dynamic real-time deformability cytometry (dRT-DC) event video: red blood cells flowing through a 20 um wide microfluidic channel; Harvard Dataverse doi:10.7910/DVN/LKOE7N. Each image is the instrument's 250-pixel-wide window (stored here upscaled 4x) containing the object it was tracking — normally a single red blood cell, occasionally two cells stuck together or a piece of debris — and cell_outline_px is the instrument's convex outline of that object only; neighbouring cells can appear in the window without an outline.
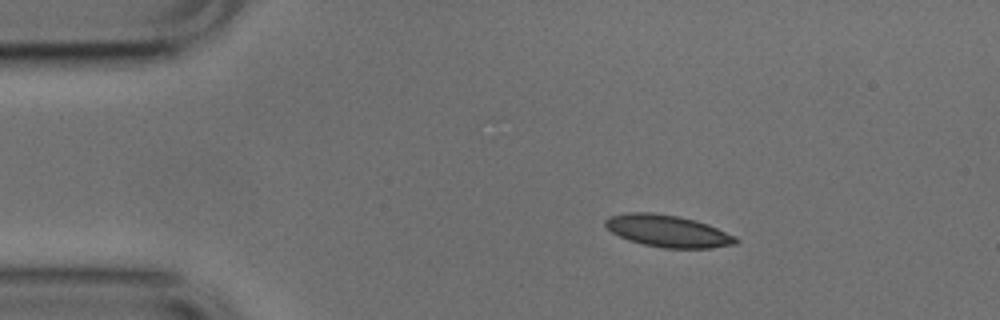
{"species": "common noctule bat (a hibernating species)", "species_latin": "Nyctalus noctula", "temperature_condition": "cold", "stored_images_in_passage": 44, "camera_frame_rate_fps": 3000, "um_per_image_px": 0.085, "animal": {"sex": "male", "body_mass_g": 17.9, "forearm_length_mm": 54.2}, "frame": {"image": 1, "passage_image": 1, "time_ms": 0.0, "image_size_px": [1000, 320], "cell_outline_px": [[740, 240], [736, 244], [712, 248], [664, 248], [644, 244], [628, 240], [612, 232], [604, 224], [604, 220], [608, 216], [628, 212], [652, 212], [676, 216], [696, 220], [708, 224], [736, 236]], "centroid_in_image_um": [56.78, 19.63], "position_along_channel_um": 28.2, "area_um2": 24.39}}
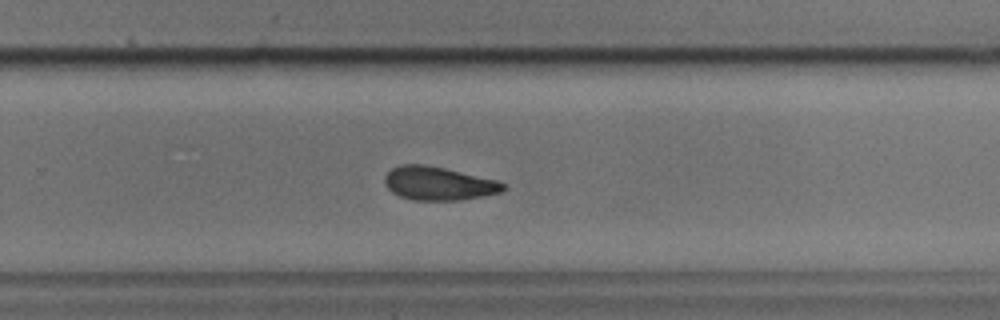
{"frame": {"image": 2, "passage_image": 26, "time_ms": 8.333, "image_size_px": [1000, 320], "cell_outline_px": [[508, 188], [500, 192], [460, 200], [412, 200], [400, 196], [392, 192], [384, 184], [384, 176], [392, 168], [400, 164], [424, 164], [444, 168], [496, 180], [504, 184]], "centroid_in_image_um": [37.23, 15.59], "position_along_channel_um": 292.6, "area_um2": 23.0}}
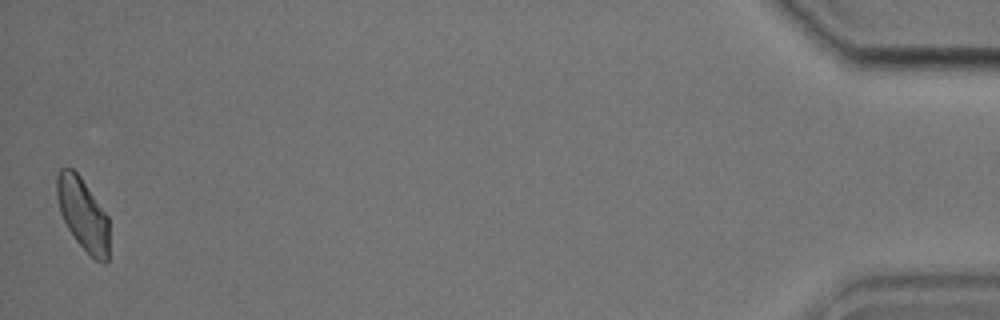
{"frame": {"image": 3, "passage_image": 44, "time_ms": 14.333, "image_size_px": [1000, 320], "cell_outline_px": [[108, 260], [104, 264], [96, 260], [76, 240], [68, 228], [60, 212], [56, 196], [56, 176], [60, 168], [72, 168], [80, 176], [108, 216]], "centroid_in_image_um": [7.03, 18.18], "position_along_channel_um": 428.2, "area_um2": 21.85}, "authors_computed_cell_mechanics": {"area_um2": 23.8714, "velocity_mm_per_s": 3.798, "shape_relaxation_time_tau1_ms": 3.4813, "shape_relaxation_time_tau2_ms": 2.8097, "deformation_change_tau1": 0.1078, "deformation_change_tau2": 0.0917}}